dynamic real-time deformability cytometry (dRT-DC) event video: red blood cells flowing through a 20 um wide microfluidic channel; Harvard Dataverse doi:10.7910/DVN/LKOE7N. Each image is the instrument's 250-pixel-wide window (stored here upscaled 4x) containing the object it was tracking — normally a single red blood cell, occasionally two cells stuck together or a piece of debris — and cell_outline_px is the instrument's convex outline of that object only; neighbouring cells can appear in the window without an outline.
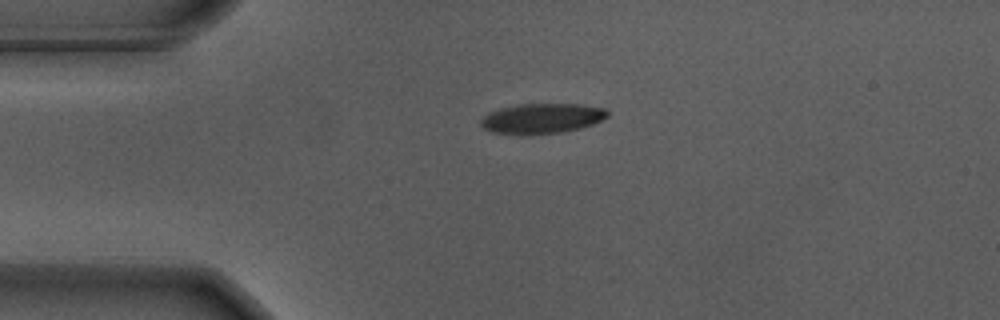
{"species": "Egyptian fruit bat (a non-hibernating species)", "species_latin": "Rousettus aegyptiacus", "temperature_condition": "warm", "stored_images_in_passage": 44, "camera_frame_rate_fps": 3000, "um_per_image_px": 0.085, "animal": {"sex": "male"}, "frame": {"image": 1, "passage_image": 1, "time_ms": 0.0, "image_size_px": [1000, 320], "cell_outline_px": [[608, 116], [592, 124], [580, 128], [560, 132], [528, 136], [492, 132], [484, 128], [480, 124], [480, 120], [488, 112], [500, 108], [520, 104], [580, 104], [604, 108], [608, 112]], "centroid_in_image_um": [46.02, 10.08], "position_along_channel_um": 39.0, "area_um2": 22.37}}
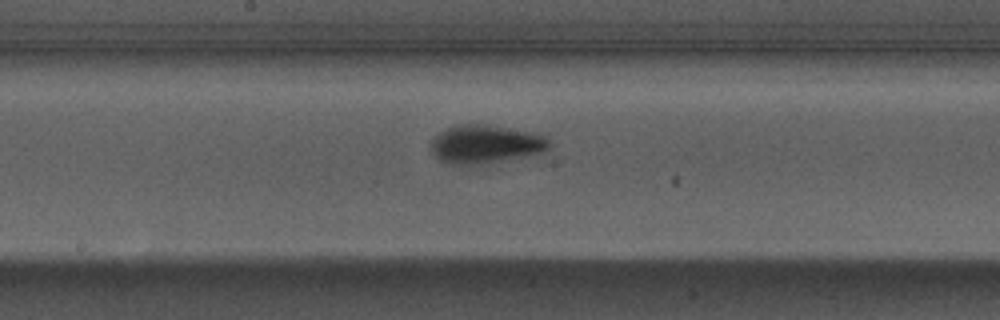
{"frame": {"image": 2, "passage_image": 17, "time_ms": 5.333, "image_size_px": [1000, 320], "cell_outline_px": [[548, 148], [544, 152], [496, 160], [468, 164], [452, 164], [440, 160], [432, 152], [432, 136], [444, 128], [456, 124], [484, 124], [528, 132], [544, 136], [548, 140]], "centroid_in_image_um": [41.17, 12.21], "position_along_channel_um": 207.0, "area_um2": 25.61}}
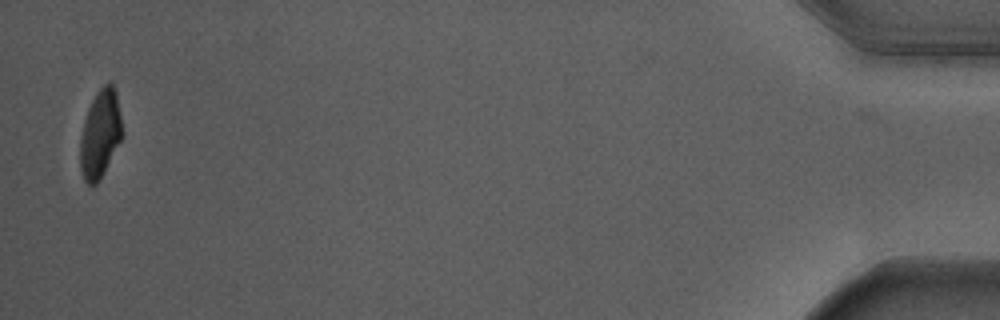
{"frame": {"image": 3, "passage_image": 43, "time_ms": 14.0, "image_size_px": [1000, 320], "cell_outline_px": [[124, 132], [100, 180], [92, 188], [84, 180], [80, 168], [80, 140], [84, 120], [88, 108], [96, 92], [108, 80], [112, 84], [116, 92]], "centroid_in_image_um": [8.52, 11.38], "position_along_channel_um": 426.7, "area_um2": 21.68}, "authors_computed_cell_mechanics": {"area_um2": 23.7269, "velocity_mm_per_s": 3.6694, "shape_relaxation_time_tau1_ms": 3.29, "shape_relaxation_time_tau2_ms": null, "deformation_change_tau1": 0.1865, "deformation_change_tau2": null}}